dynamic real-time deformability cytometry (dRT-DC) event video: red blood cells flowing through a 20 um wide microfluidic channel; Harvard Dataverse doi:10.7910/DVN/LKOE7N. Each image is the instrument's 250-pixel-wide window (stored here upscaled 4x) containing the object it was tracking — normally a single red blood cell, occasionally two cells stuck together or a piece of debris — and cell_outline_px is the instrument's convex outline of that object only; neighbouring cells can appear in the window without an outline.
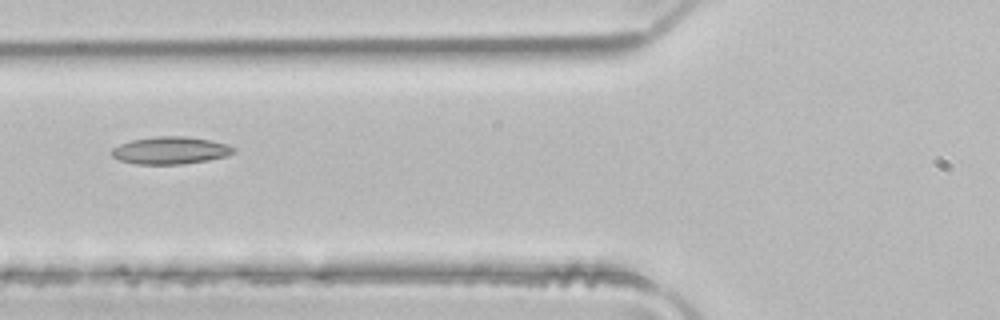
{"species": "common noctule bat (a hibernating species)", "species_latin": "Nyctalus noctula", "temperature_condition": "room temperature", "stored_images_in_passage": 6, "camera_frame_rate_fps": 3000, "um_per_image_px": 0.085, "animal": {"sex": "male", "body_mass_g": 21.5, "forearm_length_mm": 52.0}, "frame": {"image": 1, "passage_image": 5, "time_ms": 1.333, "image_size_px": [1000, 320], "cell_outline_px": [[236, 152], [228, 156], [208, 160], [184, 164], [136, 164], [120, 160], [112, 156], [112, 148], [120, 144], [132, 140], [156, 136], [188, 136], [212, 140], [228, 144], [236, 148]], "centroid_in_image_um": [14.55, 12.78], "position_along_channel_um": 111.3, "area_um2": 19.65}}
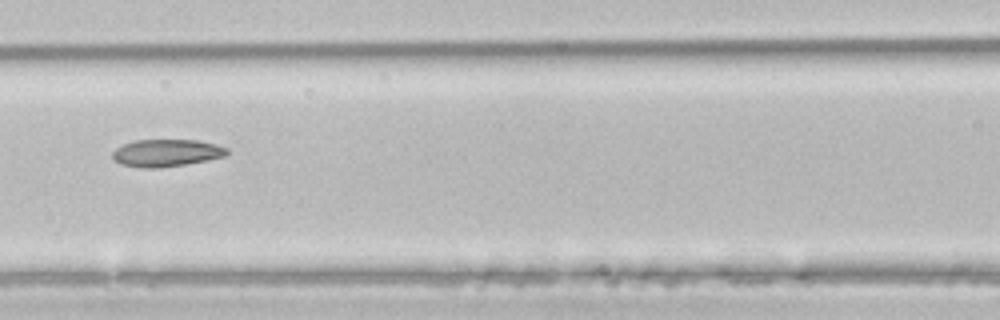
{"frame": {"image": 2, "passage_image": 6, "time_ms": 1.667, "image_size_px": [1000, 320], "cell_outline_px": [[228, 152], [224, 156], [208, 160], [160, 168], [140, 168], [120, 164], [112, 156], [112, 152], [116, 148], [124, 144], [136, 140], [196, 140], [216, 144], [228, 148]], "centroid_in_image_um": [14.14, 13.0], "position_along_channel_um": 152.5, "area_um2": 18.15}}